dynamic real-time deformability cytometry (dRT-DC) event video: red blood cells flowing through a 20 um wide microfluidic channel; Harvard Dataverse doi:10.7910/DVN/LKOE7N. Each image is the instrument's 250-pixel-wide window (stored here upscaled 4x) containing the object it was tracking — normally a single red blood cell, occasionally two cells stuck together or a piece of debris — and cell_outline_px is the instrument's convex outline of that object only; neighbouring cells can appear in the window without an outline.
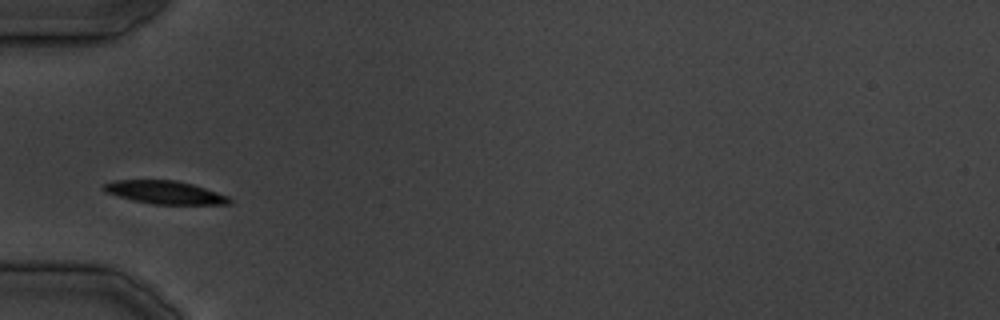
{"species": "common noctule bat (a hibernating species)", "species_latin": "Nyctalus noctula", "temperature_condition": "cold", "stored_images_in_passage": 30, "camera_frame_rate_fps": 3000, "um_per_image_px": 0.085, "animal": {"sex": "male", "body_mass_g": 19.5, "forearm_length_mm": 54.6}, "frame": {"image": 1, "passage_image": 5, "time_ms": 4.667, "image_size_px": [1000, 320], "cell_outline_px": [[232, 204], [152, 204], [104, 192], [100, 188], [104, 184], [116, 180], [176, 180], [192, 184], [228, 196], [232, 200]], "centroid_in_image_um": [14.01, 16.35], "position_along_channel_um": 71.0, "area_um2": 16.7}}
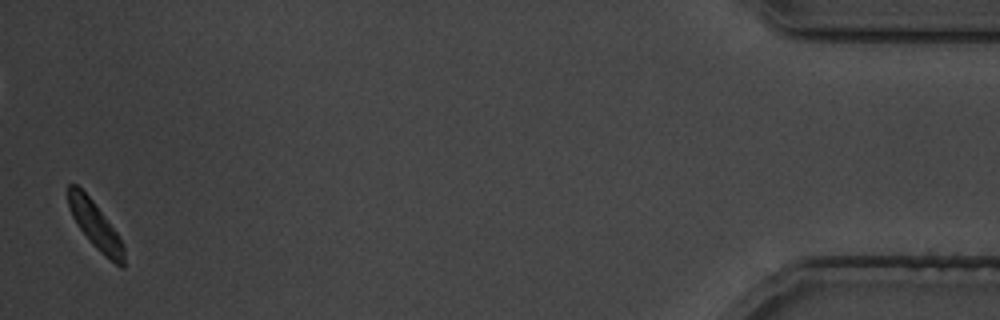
{"frame": {"image": 2, "passage_image": 30, "time_ms": 35.0, "image_size_px": [1000, 320], "cell_outline_px": [[124, 268], [120, 268], [104, 256], [92, 244], [80, 228], [72, 216], [68, 208], [68, 184], [76, 184], [92, 200], [116, 232], [124, 244]], "centroid_in_image_um": [8.11, 19.19], "position_along_channel_um": 427.1, "area_um2": 15.09}}